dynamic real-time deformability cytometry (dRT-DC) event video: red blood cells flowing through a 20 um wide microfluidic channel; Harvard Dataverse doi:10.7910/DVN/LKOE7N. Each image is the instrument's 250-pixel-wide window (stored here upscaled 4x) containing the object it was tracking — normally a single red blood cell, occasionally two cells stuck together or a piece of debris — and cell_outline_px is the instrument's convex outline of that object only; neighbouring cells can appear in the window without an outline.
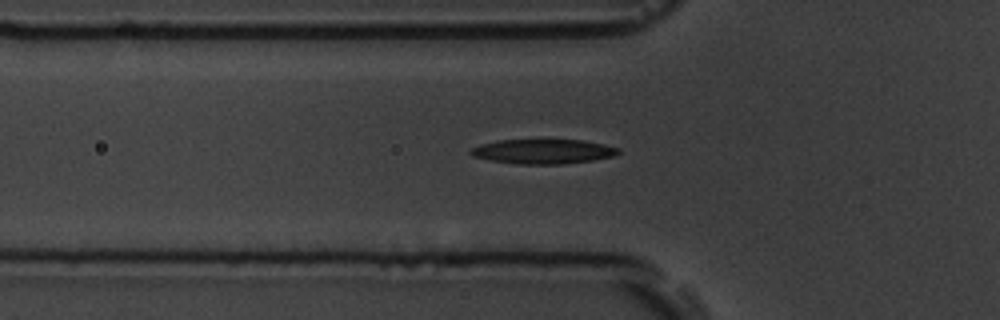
{"species": "common noctule bat (a hibernating species)", "species_latin": "Nyctalus noctula", "temperature_condition": "room temperature", "stored_images_in_passage": 37, "camera_frame_rate_fps": 3000, "um_per_image_px": 0.085, "animal": {"sex": "male", "body_mass_g": 19.5, "forearm_length_mm": 54.6}, "frame": {"image": 1, "passage_image": 2, "time_ms": 0.333, "image_size_px": [1000, 320], "cell_outline_px": [[620, 152], [612, 156], [592, 160], [560, 164], [516, 164], [492, 160], [472, 156], [468, 152], [472, 148], [484, 144], [500, 140], [584, 140], [604, 144], [620, 148]], "centroid_in_image_um": [46.19, 12.87], "position_along_channel_um": 79.6, "area_um2": 20.92}}
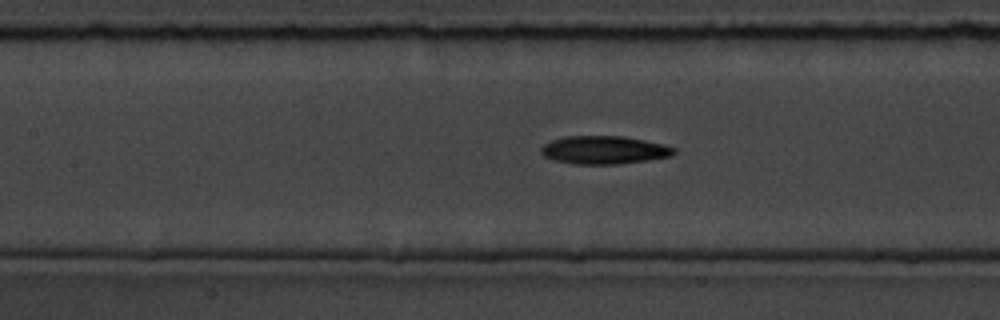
{"frame": {"image": 2, "passage_image": 8, "time_ms": 2.333, "image_size_px": [1000, 320], "cell_outline_px": [[676, 152], [672, 156], [648, 160], [616, 164], [576, 164], [552, 160], [544, 156], [540, 152], [540, 148], [544, 144], [552, 140], [568, 136], [624, 136], [664, 144], [676, 148]], "centroid_in_image_um": [51.36, 12.75], "position_along_channel_um": 156.0, "area_um2": 21.85}}
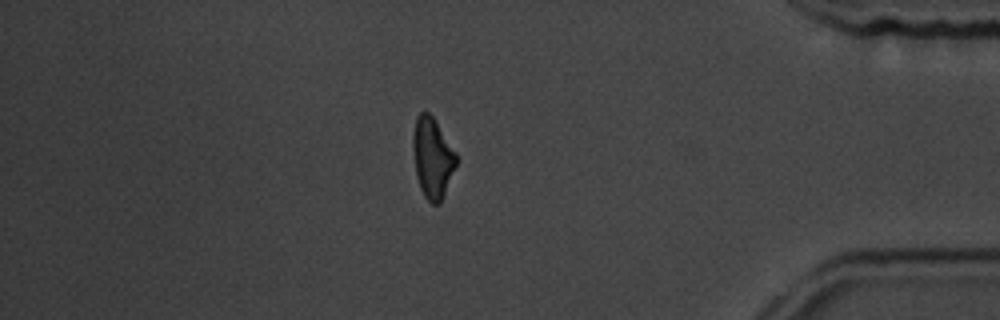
{"frame": {"image": 3, "passage_image": 30, "time_ms": 9.667, "image_size_px": [1000, 320], "cell_outline_px": [[456, 164], [440, 204], [432, 204], [424, 196], [420, 188], [416, 176], [412, 148], [412, 136], [416, 116], [420, 112], [428, 112], [432, 116], [456, 152]], "centroid_in_image_um": [36.73, 13.4], "position_along_channel_um": 398.5, "area_um2": 20.17}, "authors_computed_cell_mechanics": {"area_um2": 20.9236, "velocity_mm_per_s": 3.7866, "shape_relaxation_time_tau1_ms": 3.795, "shape_relaxation_time_tau2_ms": 8.278, "deformation_change_tau1": 0.1459, "deformation_change_tau2": 0.2035}}